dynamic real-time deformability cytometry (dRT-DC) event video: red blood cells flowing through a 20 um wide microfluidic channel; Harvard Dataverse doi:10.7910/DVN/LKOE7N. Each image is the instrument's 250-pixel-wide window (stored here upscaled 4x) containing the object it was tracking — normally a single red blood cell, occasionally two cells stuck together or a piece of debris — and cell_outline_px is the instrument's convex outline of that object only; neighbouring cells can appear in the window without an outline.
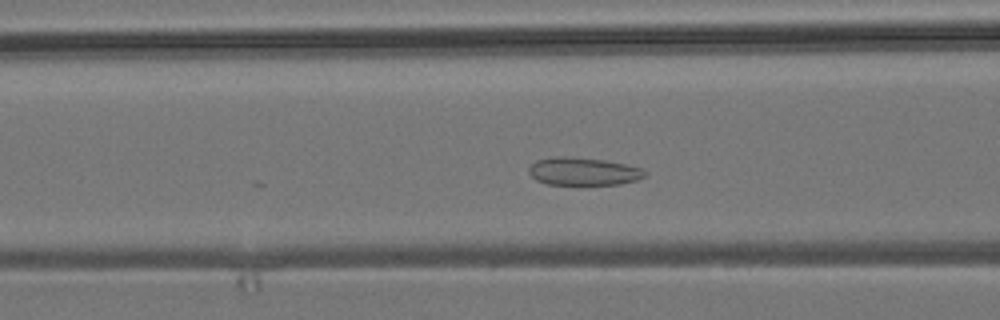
{"species": "common noctule bat (a hibernating species)", "species_latin": "Nyctalus noctula", "temperature_condition": "room temperature", "stored_images_in_passage": 13, "camera_frame_rate_fps": 3000, "um_per_image_px": 0.085, "animal": {"sex": "male", "body_mass_g": 19.2, "forearm_length_mm": 51.8}, "frame": {"image": 1, "passage_image": 9, "time_ms": 2.667, "image_size_px": [1000, 320], "cell_outline_px": [[648, 172], [644, 176], [636, 180], [620, 184], [548, 184], [536, 180], [528, 172], [528, 168], [536, 160], [552, 156], [564, 156], [604, 160], [624, 164], [640, 168]], "centroid_in_image_um": [49.55, 14.56], "position_along_channel_um": 117.1, "area_um2": 18.67}}
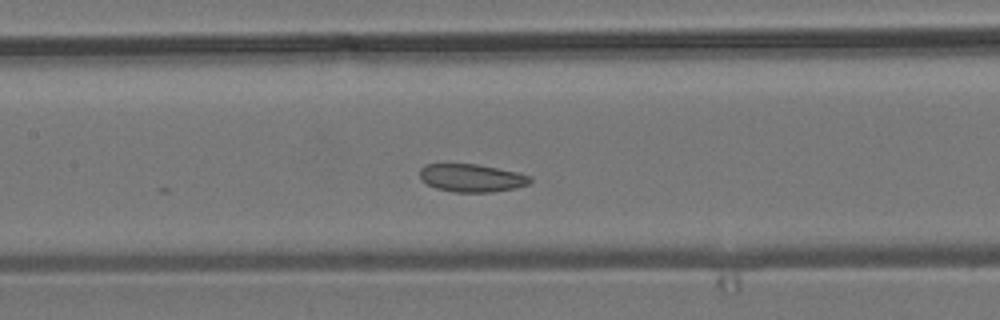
{"frame": {"image": 2, "passage_image": 13, "time_ms": 4.0, "image_size_px": [1000, 320], "cell_outline_px": [[532, 180], [528, 184], [516, 188], [492, 192], [456, 192], [436, 188], [420, 180], [420, 168], [424, 164], [476, 164], [520, 172], [532, 176]], "centroid_in_image_um": [40.11, 15.12], "position_along_channel_um": 167.3, "area_um2": 18.09}}